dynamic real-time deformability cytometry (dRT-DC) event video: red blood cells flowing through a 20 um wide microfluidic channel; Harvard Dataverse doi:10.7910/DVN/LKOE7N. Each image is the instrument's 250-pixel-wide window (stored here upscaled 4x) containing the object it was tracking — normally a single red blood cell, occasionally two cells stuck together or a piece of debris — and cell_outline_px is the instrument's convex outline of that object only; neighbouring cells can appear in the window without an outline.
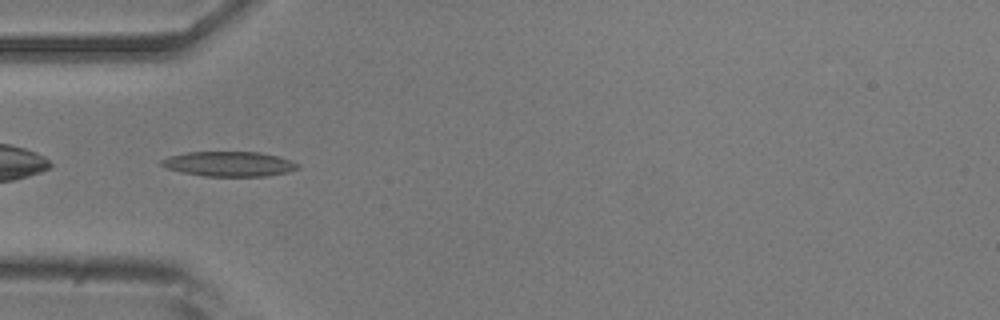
{"species": "common noctule bat (a hibernating species)", "species_latin": "Nyctalus noctula", "temperature_condition": "room temperature", "stored_images_in_passage": 38, "camera_frame_rate_fps": 3000, "um_per_image_px": 0.085, "animal": {"sex": "male", "body_mass_g": 20.5, "forearm_length_mm": 52.5}, "frame": {"image": 1, "passage_image": 1, "time_ms": 0.0, "image_size_px": [1000, 320], "cell_outline_px": [[300, 168], [288, 172], [264, 176], [204, 176], [184, 172], [168, 168], [160, 164], [160, 160], [168, 156], [188, 152], [260, 152], [280, 156], [292, 160], [300, 164]], "centroid_in_image_um": [19.53, 13.92], "position_along_channel_um": 65.5, "area_um2": 19.83}}
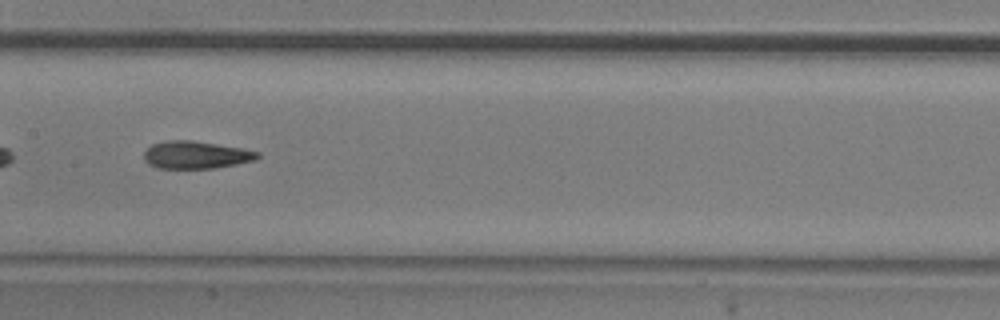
{"frame": {"image": 2, "passage_image": 11, "time_ms": 3.333, "image_size_px": [1000, 320], "cell_outline_px": [[260, 156], [256, 160], [216, 168], [156, 168], [148, 164], [144, 160], [144, 152], [152, 144], [168, 140], [192, 140], [244, 148], [260, 152]], "centroid_in_image_um": [16.67, 13.16], "position_along_channel_um": 190.7, "area_um2": 18.38}}
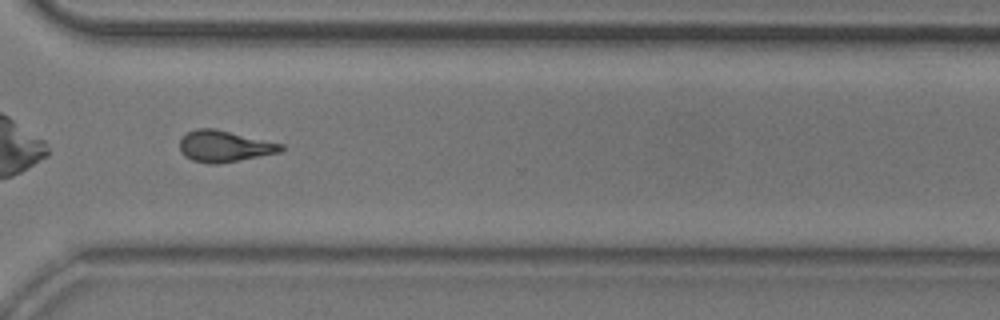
{"frame": {"image": 3, "passage_image": 24, "time_ms": 7.667, "image_size_px": [1000, 320], "cell_outline_px": [[284, 148], [280, 152], [216, 164], [208, 164], [192, 160], [184, 156], [180, 152], [180, 140], [188, 132], [196, 128], [216, 128], [284, 144]], "centroid_in_image_um": [19.06, 12.42], "position_along_channel_um": 351.5, "area_um2": 18.5}, "authors_computed_cell_mechanics": {"area_um2": 18.0336, "velocity_mm_per_s": 3.7251, "shape_relaxation_time_tau1_ms": 7.605, "shape_relaxation_time_tau2_ms": 2.7265, "deformation_change_tau1": 0.2017, "deformation_change_tau2": 0.1166}}